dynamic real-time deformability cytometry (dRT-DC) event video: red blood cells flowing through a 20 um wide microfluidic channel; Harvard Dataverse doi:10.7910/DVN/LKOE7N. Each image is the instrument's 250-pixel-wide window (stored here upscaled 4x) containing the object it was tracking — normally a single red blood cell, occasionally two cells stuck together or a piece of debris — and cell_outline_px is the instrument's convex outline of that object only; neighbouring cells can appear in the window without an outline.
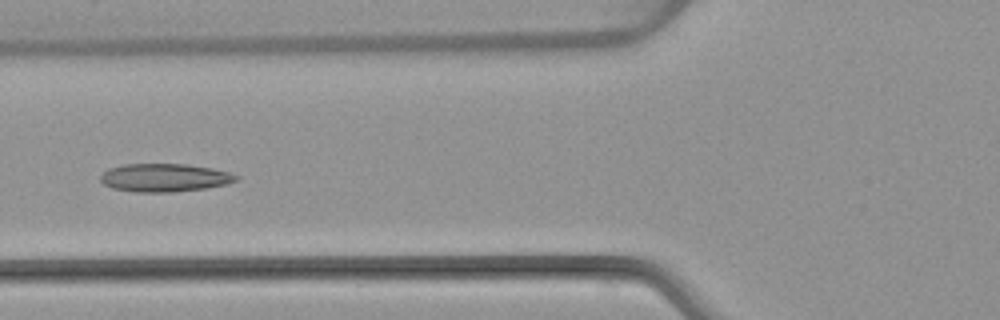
{"species": "common noctule bat (a hibernating species)", "species_latin": "Nyctalus noctula", "temperature_condition": "warm", "stored_images_in_passage": 6, "camera_frame_rate_fps": 3000, "um_per_image_px": 0.085, "animal": {"sex": "female", "body_mass_g": 22.7, "forearm_length_mm": 54.2}, "frame": {"image": 1, "passage_image": 6, "time_ms": 6.0, "image_size_px": [1000, 320], "cell_outline_px": [[240, 176], [236, 180], [228, 184], [208, 188], [172, 192], [136, 192], [112, 188], [104, 184], [100, 180], [100, 176], [108, 168], [124, 164], [188, 164], [212, 168], [228, 172]], "centroid_in_image_um": [13.99, 15.1], "position_along_channel_um": 111.8, "area_um2": 22.37}}